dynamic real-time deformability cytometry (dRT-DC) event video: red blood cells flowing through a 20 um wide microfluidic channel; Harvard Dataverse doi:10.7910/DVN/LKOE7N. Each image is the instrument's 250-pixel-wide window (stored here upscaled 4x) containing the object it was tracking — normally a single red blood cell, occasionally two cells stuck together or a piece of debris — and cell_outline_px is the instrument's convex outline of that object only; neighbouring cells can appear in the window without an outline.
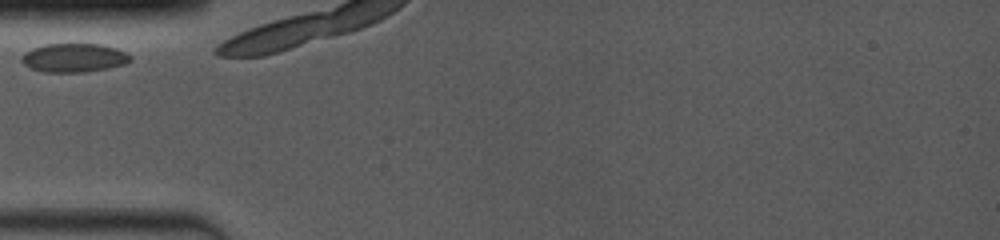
{"species": "common noctule bat (a hibernating species)", "species_latin": "Nyctalus noctula", "temperature_condition": "room temperature", "stored_images_in_passage": 4, "camera_frame_rate_fps": 4000, "um_per_image_px": 0.085, "animal": {"sex": "female", "body_mass_g": 19.0, "forearm_length_mm": 53.3}, "frame": {"image": 1, "passage_image": 1, "time_ms": 0.0, "image_size_px": [1000, 240], "cell_outline_px": [[132, 60], [124, 64], [108, 68], [84, 72], [44, 72], [28, 68], [20, 60], [20, 56], [24, 52], [32, 48], [44, 44], [100, 44], [116, 48], [132, 56]], "centroid_in_image_um": [6.24, 4.91], "position_along_channel_um": 78.8, "area_um2": 18.38}}